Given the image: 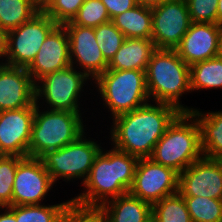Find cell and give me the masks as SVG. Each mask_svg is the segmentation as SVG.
Segmentation results:
<instances>
[{
  "mask_svg": "<svg viewBox=\"0 0 222 222\" xmlns=\"http://www.w3.org/2000/svg\"><path fill=\"white\" fill-rule=\"evenodd\" d=\"M180 113L169 104L157 103L155 106L147 103L115 116L110 131L114 148L139 159L149 158L157 142Z\"/></svg>",
  "mask_w": 222,
  "mask_h": 222,
  "instance_id": "6da1fadb",
  "label": "cell"
},
{
  "mask_svg": "<svg viewBox=\"0 0 222 222\" xmlns=\"http://www.w3.org/2000/svg\"><path fill=\"white\" fill-rule=\"evenodd\" d=\"M139 158L113 147L101 149L83 183L86 191L72 200L85 206H101L106 201L129 192Z\"/></svg>",
  "mask_w": 222,
  "mask_h": 222,
  "instance_id": "7a4b0ae2",
  "label": "cell"
},
{
  "mask_svg": "<svg viewBox=\"0 0 222 222\" xmlns=\"http://www.w3.org/2000/svg\"><path fill=\"white\" fill-rule=\"evenodd\" d=\"M146 87L156 103H165L181 112L194 109L180 104V96L190 92V66L175 49H156L145 71Z\"/></svg>",
  "mask_w": 222,
  "mask_h": 222,
  "instance_id": "3957f363",
  "label": "cell"
},
{
  "mask_svg": "<svg viewBox=\"0 0 222 222\" xmlns=\"http://www.w3.org/2000/svg\"><path fill=\"white\" fill-rule=\"evenodd\" d=\"M202 157L199 123L191 112H181L157 142L149 158L180 174Z\"/></svg>",
  "mask_w": 222,
  "mask_h": 222,
  "instance_id": "277c9868",
  "label": "cell"
},
{
  "mask_svg": "<svg viewBox=\"0 0 222 222\" xmlns=\"http://www.w3.org/2000/svg\"><path fill=\"white\" fill-rule=\"evenodd\" d=\"M36 102L28 156L41 158L49 151L74 142L84 133L80 113L49 110L40 112Z\"/></svg>",
  "mask_w": 222,
  "mask_h": 222,
  "instance_id": "5b68a950",
  "label": "cell"
},
{
  "mask_svg": "<svg viewBox=\"0 0 222 222\" xmlns=\"http://www.w3.org/2000/svg\"><path fill=\"white\" fill-rule=\"evenodd\" d=\"M95 83L113 118L150 102L145 71L107 69Z\"/></svg>",
  "mask_w": 222,
  "mask_h": 222,
  "instance_id": "8992f818",
  "label": "cell"
},
{
  "mask_svg": "<svg viewBox=\"0 0 222 222\" xmlns=\"http://www.w3.org/2000/svg\"><path fill=\"white\" fill-rule=\"evenodd\" d=\"M84 134L85 132L74 142L49 151L41 157L54 184L58 178L63 179V177L67 181L75 178H83V183L86 181L94 159L102 147L95 141L86 139Z\"/></svg>",
  "mask_w": 222,
  "mask_h": 222,
  "instance_id": "52a82bcc",
  "label": "cell"
},
{
  "mask_svg": "<svg viewBox=\"0 0 222 222\" xmlns=\"http://www.w3.org/2000/svg\"><path fill=\"white\" fill-rule=\"evenodd\" d=\"M58 24L43 10L29 21L8 31L7 53L4 64L27 68L37 55L48 34Z\"/></svg>",
  "mask_w": 222,
  "mask_h": 222,
  "instance_id": "ba28073f",
  "label": "cell"
},
{
  "mask_svg": "<svg viewBox=\"0 0 222 222\" xmlns=\"http://www.w3.org/2000/svg\"><path fill=\"white\" fill-rule=\"evenodd\" d=\"M88 78L83 72L72 65L48 74L35 86L36 102L41 97L50 105V110L80 113L78 98ZM79 108V109H78Z\"/></svg>",
  "mask_w": 222,
  "mask_h": 222,
  "instance_id": "9c48e42d",
  "label": "cell"
},
{
  "mask_svg": "<svg viewBox=\"0 0 222 222\" xmlns=\"http://www.w3.org/2000/svg\"><path fill=\"white\" fill-rule=\"evenodd\" d=\"M186 0H166L152 8V41L156 49H175L191 26Z\"/></svg>",
  "mask_w": 222,
  "mask_h": 222,
  "instance_id": "30bf717a",
  "label": "cell"
},
{
  "mask_svg": "<svg viewBox=\"0 0 222 222\" xmlns=\"http://www.w3.org/2000/svg\"><path fill=\"white\" fill-rule=\"evenodd\" d=\"M179 174L173 169L140 158L129 193L153 205L166 196L178 192Z\"/></svg>",
  "mask_w": 222,
  "mask_h": 222,
  "instance_id": "8fae6325",
  "label": "cell"
},
{
  "mask_svg": "<svg viewBox=\"0 0 222 222\" xmlns=\"http://www.w3.org/2000/svg\"><path fill=\"white\" fill-rule=\"evenodd\" d=\"M53 184L41 158L23 157L15 173L12 206L40 205Z\"/></svg>",
  "mask_w": 222,
  "mask_h": 222,
  "instance_id": "7c38bea8",
  "label": "cell"
},
{
  "mask_svg": "<svg viewBox=\"0 0 222 222\" xmlns=\"http://www.w3.org/2000/svg\"><path fill=\"white\" fill-rule=\"evenodd\" d=\"M178 192L183 197L222 199V160L202 157L179 174Z\"/></svg>",
  "mask_w": 222,
  "mask_h": 222,
  "instance_id": "4fadbf2b",
  "label": "cell"
},
{
  "mask_svg": "<svg viewBox=\"0 0 222 222\" xmlns=\"http://www.w3.org/2000/svg\"><path fill=\"white\" fill-rule=\"evenodd\" d=\"M35 106L0 112V155L27 157Z\"/></svg>",
  "mask_w": 222,
  "mask_h": 222,
  "instance_id": "5bb4252c",
  "label": "cell"
},
{
  "mask_svg": "<svg viewBox=\"0 0 222 222\" xmlns=\"http://www.w3.org/2000/svg\"><path fill=\"white\" fill-rule=\"evenodd\" d=\"M63 25L68 32L71 65L74 67V64L79 62L83 73L95 80L107 70L108 62L96 42L94 28L75 24Z\"/></svg>",
  "mask_w": 222,
  "mask_h": 222,
  "instance_id": "9a60e30c",
  "label": "cell"
},
{
  "mask_svg": "<svg viewBox=\"0 0 222 222\" xmlns=\"http://www.w3.org/2000/svg\"><path fill=\"white\" fill-rule=\"evenodd\" d=\"M71 65L68 32L58 24L46 37L33 62L26 68L35 84L44 76Z\"/></svg>",
  "mask_w": 222,
  "mask_h": 222,
  "instance_id": "2e32d148",
  "label": "cell"
},
{
  "mask_svg": "<svg viewBox=\"0 0 222 222\" xmlns=\"http://www.w3.org/2000/svg\"><path fill=\"white\" fill-rule=\"evenodd\" d=\"M36 84L26 68L0 63V112L36 106Z\"/></svg>",
  "mask_w": 222,
  "mask_h": 222,
  "instance_id": "e0dca14e",
  "label": "cell"
},
{
  "mask_svg": "<svg viewBox=\"0 0 222 222\" xmlns=\"http://www.w3.org/2000/svg\"><path fill=\"white\" fill-rule=\"evenodd\" d=\"M219 33L220 24L192 22L175 50L188 66L209 60L218 56Z\"/></svg>",
  "mask_w": 222,
  "mask_h": 222,
  "instance_id": "ac0fdd59",
  "label": "cell"
},
{
  "mask_svg": "<svg viewBox=\"0 0 222 222\" xmlns=\"http://www.w3.org/2000/svg\"><path fill=\"white\" fill-rule=\"evenodd\" d=\"M155 50L152 39L125 38L107 69L146 71Z\"/></svg>",
  "mask_w": 222,
  "mask_h": 222,
  "instance_id": "d6986e66",
  "label": "cell"
},
{
  "mask_svg": "<svg viewBox=\"0 0 222 222\" xmlns=\"http://www.w3.org/2000/svg\"><path fill=\"white\" fill-rule=\"evenodd\" d=\"M106 222H145L152 214V205L129 192L110 199L100 206Z\"/></svg>",
  "mask_w": 222,
  "mask_h": 222,
  "instance_id": "ffe728a7",
  "label": "cell"
},
{
  "mask_svg": "<svg viewBox=\"0 0 222 222\" xmlns=\"http://www.w3.org/2000/svg\"><path fill=\"white\" fill-rule=\"evenodd\" d=\"M191 113L200 126L203 157L222 159V111L203 114L202 111L194 109Z\"/></svg>",
  "mask_w": 222,
  "mask_h": 222,
  "instance_id": "44dd1931",
  "label": "cell"
},
{
  "mask_svg": "<svg viewBox=\"0 0 222 222\" xmlns=\"http://www.w3.org/2000/svg\"><path fill=\"white\" fill-rule=\"evenodd\" d=\"M125 38L151 39L152 8L136 5L111 19Z\"/></svg>",
  "mask_w": 222,
  "mask_h": 222,
  "instance_id": "7402d4cb",
  "label": "cell"
},
{
  "mask_svg": "<svg viewBox=\"0 0 222 222\" xmlns=\"http://www.w3.org/2000/svg\"><path fill=\"white\" fill-rule=\"evenodd\" d=\"M222 88V58L216 56L190 66V90Z\"/></svg>",
  "mask_w": 222,
  "mask_h": 222,
  "instance_id": "603a6c76",
  "label": "cell"
},
{
  "mask_svg": "<svg viewBox=\"0 0 222 222\" xmlns=\"http://www.w3.org/2000/svg\"><path fill=\"white\" fill-rule=\"evenodd\" d=\"M40 10L33 0H0V26L10 31L29 21Z\"/></svg>",
  "mask_w": 222,
  "mask_h": 222,
  "instance_id": "cb8c5ba5",
  "label": "cell"
},
{
  "mask_svg": "<svg viewBox=\"0 0 222 222\" xmlns=\"http://www.w3.org/2000/svg\"><path fill=\"white\" fill-rule=\"evenodd\" d=\"M152 214L159 222H192L185 200L179 192L155 202Z\"/></svg>",
  "mask_w": 222,
  "mask_h": 222,
  "instance_id": "d4e9b609",
  "label": "cell"
},
{
  "mask_svg": "<svg viewBox=\"0 0 222 222\" xmlns=\"http://www.w3.org/2000/svg\"><path fill=\"white\" fill-rule=\"evenodd\" d=\"M69 201L51 206L17 205L8 208L15 214L17 222H60L62 212Z\"/></svg>",
  "mask_w": 222,
  "mask_h": 222,
  "instance_id": "484cf974",
  "label": "cell"
},
{
  "mask_svg": "<svg viewBox=\"0 0 222 222\" xmlns=\"http://www.w3.org/2000/svg\"><path fill=\"white\" fill-rule=\"evenodd\" d=\"M192 222H222V199L183 197Z\"/></svg>",
  "mask_w": 222,
  "mask_h": 222,
  "instance_id": "4316f807",
  "label": "cell"
},
{
  "mask_svg": "<svg viewBox=\"0 0 222 222\" xmlns=\"http://www.w3.org/2000/svg\"><path fill=\"white\" fill-rule=\"evenodd\" d=\"M110 21L107 9L100 0H85L73 19L64 24L96 28Z\"/></svg>",
  "mask_w": 222,
  "mask_h": 222,
  "instance_id": "83f0119b",
  "label": "cell"
},
{
  "mask_svg": "<svg viewBox=\"0 0 222 222\" xmlns=\"http://www.w3.org/2000/svg\"><path fill=\"white\" fill-rule=\"evenodd\" d=\"M96 42L109 63L125 40L124 34L110 21L94 28Z\"/></svg>",
  "mask_w": 222,
  "mask_h": 222,
  "instance_id": "f1b7e54d",
  "label": "cell"
},
{
  "mask_svg": "<svg viewBox=\"0 0 222 222\" xmlns=\"http://www.w3.org/2000/svg\"><path fill=\"white\" fill-rule=\"evenodd\" d=\"M23 157L0 155V209L12 206V193L17 165Z\"/></svg>",
  "mask_w": 222,
  "mask_h": 222,
  "instance_id": "f546056e",
  "label": "cell"
},
{
  "mask_svg": "<svg viewBox=\"0 0 222 222\" xmlns=\"http://www.w3.org/2000/svg\"><path fill=\"white\" fill-rule=\"evenodd\" d=\"M60 222H106V216L100 206H85L71 199L62 212Z\"/></svg>",
  "mask_w": 222,
  "mask_h": 222,
  "instance_id": "4dcf8cb0",
  "label": "cell"
},
{
  "mask_svg": "<svg viewBox=\"0 0 222 222\" xmlns=\"http://www.w3.org/2000/svg\"><path fill=\"white\" fill-rule=\"evenodd\" d=\"M85 0H51L42 10L57 24L69 22L77 14Z\"/></svg>",
  "mask_w": 222,
  "mask_h": 222,
  "instance_id": "1f68e13d",
  "label": "cell"
},
{
  "mask_svg": "<svg viewBox=\"0 0 222 222\" xmlns=\"http://www.w3.org/2000/svg\"><path fill=\"white\" fill-rule=\"evenodd\" d=\"M192 22L217 24L219 0H186Z\"/></svg>",
  "mask_w": 222,
  "mask_h": 222,
  "instance_id": "d6a6232c",
  "label": "cell"
},
{
  "mask_svg": "<svg viewBox=\"0 0 222 222\" xmlns=\"http://www.w3.org/2000/svg\"><path fill=\"white\" fill-rule=\"evenodd\" d=\"M107 9L110 19L138 5L137 0H100Z\"/></svg>",
  "mask_w": 222,
  "mask_h": 222,
  "instance_id": "836d02e7",
  "label": "cell"
},
{
  "mask_svg": "<svg viewBox=\"0 0 222 222\" xmlns=\"http://www.w3.org/2000/svg\"><path fill=\"white\" fill-rule=\"evenodd\" d=\"M8 31L0 26V59L6 57Z\"/></svg>",
  "mask_w": 222,
  "mask_h": 222,
  "instance_id": "e575fe53",
  "label": "cell"
},
{
  "mask_svg": "<svg viewBox=\"0 0 222 222\" xmlns=\"http://www.w3.org/2000/svg\"><path fill=\"white\" fill-rule=\"evenodd\" d=\"M5 210V213L0 214V222H17L15 214L8 207Z\"/></svg>",
  "mask_w": 222,
  "mask_h": 222,
  "instance_id": "d590c367",
  "label": "cell"
},
{
  "mask_svg": "<svg viewBox=\"0 0 222 222\" xmlns=\"http://www.w3.org/2000/svg\"><path fill=\"white\" fill-rule=\"evenodd\" d=\"M164 1L166 0H137V3L144 7L154 8L162 4Z\"/></svg>",
  "mask_w": 222,
  "mask_h": 222,
  "instance_id": "8d00e7d4",
  "label": "cell"
},
{
  "mask_svg": "<svg viewBox=\"0 0 222 222\" xmlns=\"http://www.w3.org/2000/svg\"><path fill=\"white\" fill-rule=\"evenodd\" d=\"M217 24L222 25V0H219L217 7Z\"/></svg>",
  "mask_w": 222,
  "mask_h": 222,
  "instance_id": "74e56055",
  "label": "cell"
},
{
  "mask_svg": "<svg viewBox=\"0 0 222 222\" xmlns=\"http://www.w3.org/2000/svg\"><path fill=\"white\" fill-rule=\"evenodd\" d=\"M33 1L42 10L51 0H33Z\"/></svg>",
  "mask_w": 222,
  "mask_h": 222,
  "instance_id": "f35d334b",
  "label": "cell"
},
{
  "mask_svg": "<svg viewBox=\"0 0 222 222\" xmlns=\"http://www.w3.org/2000/svg\"><path fill=\"white\" fill-rule=\"evenodd\" d=\"M219 53L218 56L222 58V25H220V33H219Z\"/></svg>",
  "mask_w": 222,
  "mask_h": 222,
  "instance_id": "ab89813d",
  "label": "cell"
},
{
  "mask_svg": "<svg viewBox=\"0 0 222 222\" xmlns=\"http://www.w3.org/2000/svg\"><path fill=\"white\" fill-rule=\"evenodd\" d=\"M145 222H159L153 214H151Z\"/></svg>",
  "mask_w": 222,
  "mask_h": 222,
  "instance_id": "60d3db41",
  "label": "cell"
}]
</instances>
